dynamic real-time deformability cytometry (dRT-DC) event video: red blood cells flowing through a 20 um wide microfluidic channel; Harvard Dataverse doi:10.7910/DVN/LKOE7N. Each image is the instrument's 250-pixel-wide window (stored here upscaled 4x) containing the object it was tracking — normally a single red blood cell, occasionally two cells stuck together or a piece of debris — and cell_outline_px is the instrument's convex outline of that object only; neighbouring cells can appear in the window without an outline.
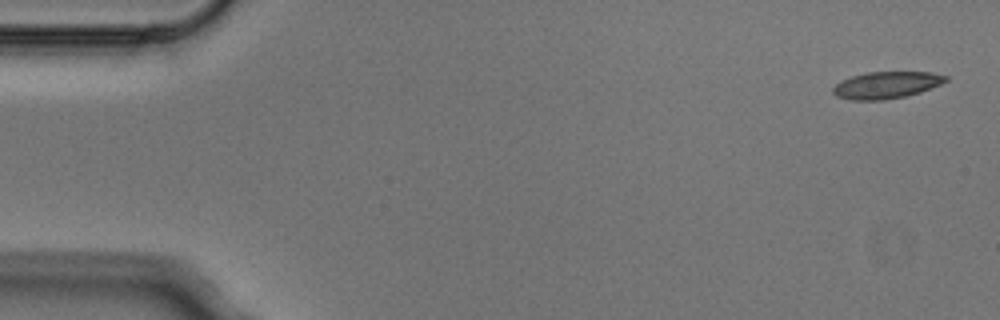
{"species": "Egyptian fruit bat (a non-hibernating species)", "species_latin": "Rousettus aegyptiacus", "temperature_condition": "cold", "stored_images_in_passage": 7, "camera_frame_rate_fps": 3000, "um_per_image_px": 0.085, "animal": {"sex": "male"}, "frame": {"image": 1, "passage_image": 1, "time_ms": 0.0, "image_size_px": [1000, 320], "cell_outline_px": [[948, 80], [940, 84], [920, 92], [904, 96], [884, 100], [848, 100], [836, 96], [832, 92], [832, 88], [840, 80], [852, 76], [868, 72], [932, 72], [948, 76]], "centroid_in_image_um": [75.31, 7.23], "position_along_channel_um": 9.7, "area_um2": 17.69}}
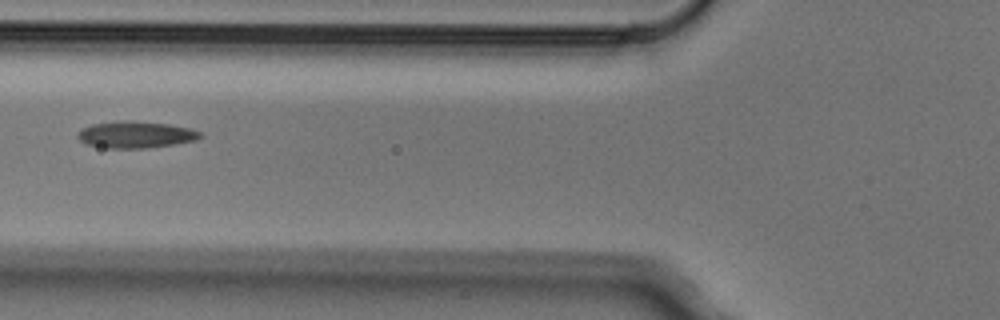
{"frame": {"image": 2, "passage_image": 6, "time_ms": 1.667, "image_size_px": [1000, 320], "cell_outline_px": [[204, 136], [196, 140], [148, 148], [108, 148], [84, 144], [76, 136], [84, 128], [92, 124], [128, 120], [168, 124], [192, 128], [200, 132]], "centroid_in_image_um": [11.56, 11.45], "position_along_channel_um": 114.2, "area_um2": 18.96}}
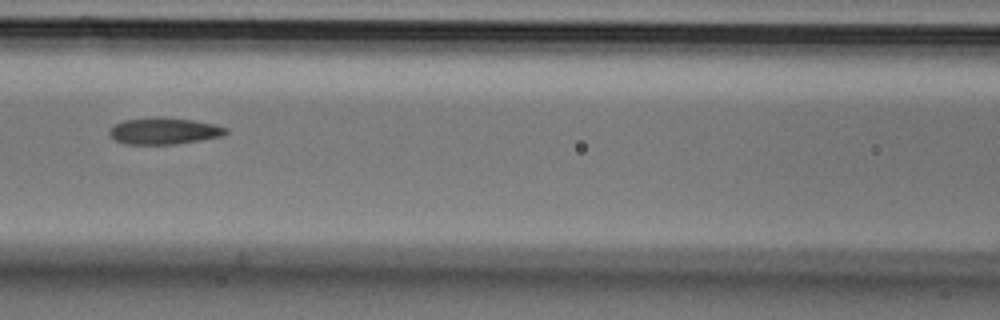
{"frame": {"image": 3, "passage_image": 7, "time_ms": 2.0, "image_size_px": [1000, 320], "cell_outline_px": [[228, 132], [224, 136], [200, 140], [172, 144], [124, 144], [112, 140], [108, 132], [116, 124], [124, 120], [156, 116], [164, 116], [192, 120], [212, 124], [228, 128]], "centroid_in_image_um": [13.92, 11.13], "position_along_channel_um": 152.7, "area_um2": 18.21}}